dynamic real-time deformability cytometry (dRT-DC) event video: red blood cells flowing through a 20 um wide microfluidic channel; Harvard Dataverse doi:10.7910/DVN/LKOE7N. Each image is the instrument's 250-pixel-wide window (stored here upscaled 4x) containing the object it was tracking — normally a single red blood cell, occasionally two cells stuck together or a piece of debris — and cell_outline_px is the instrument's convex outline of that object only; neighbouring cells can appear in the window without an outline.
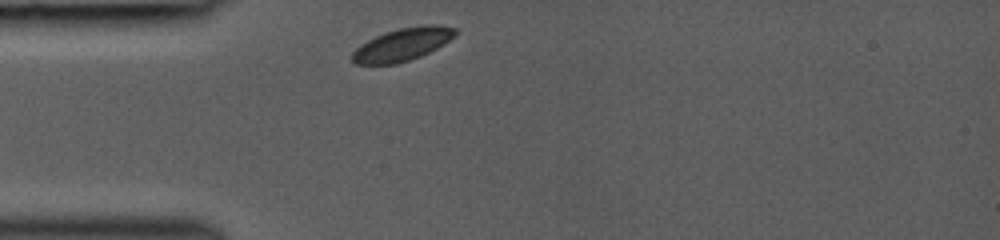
{"species": "common noctule bat (a hibernating species)", "species_latin": "Nyctalus noctula", "temperature_condition": "room temperature", "stored_images_in_passage": 38, "camera_frame_rate_fps": 3000, "um_per_image_px": 0.085, "animal": {"sex": "female", "body_mass_g": 19.0, "forearm_length_mm": 53.3}, "frame": {"image": 1, "passage_image": 1, "time_ms": 0.0, "image_size_px": [1000, 240], "cell_outline_px": [[456, 36], [444, 44], [420, 56], [396, 64], [356, 64], [352, 60], [352, 52], [360, 44], [384, 32], [400, 28], [424, 24], [436, 24], [456, 28]], "centroid_in_image_um": [34.22, 3.76], "position_along_channel_um": 50.8, "area_um2": 19.65}}
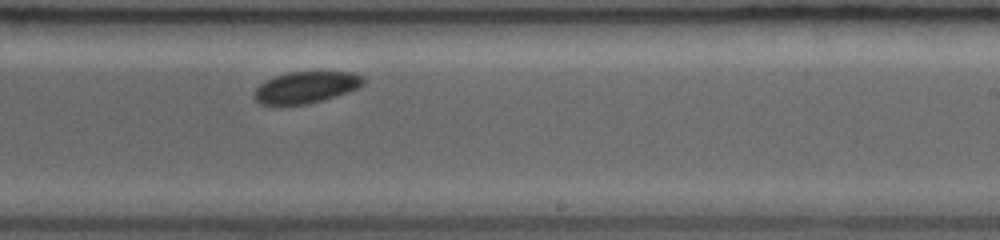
{"frame": {"image": 2, "passage_image": 23, "time_ms": 5.333, "image_size_px": [1000, 240], "cell_outline_px": [[364, 80], [356, 88], [348, 92], [308, 104], [280, 108], [260, 104], [252, 96], [256, 88], [260, 84], [276, 76], [288, 72], [352, 72], [364, 76]], "centroid_in_image_um": [25.92, 7.47], "position_along_channel_um": 263.1, "area_um2": 20.4}}
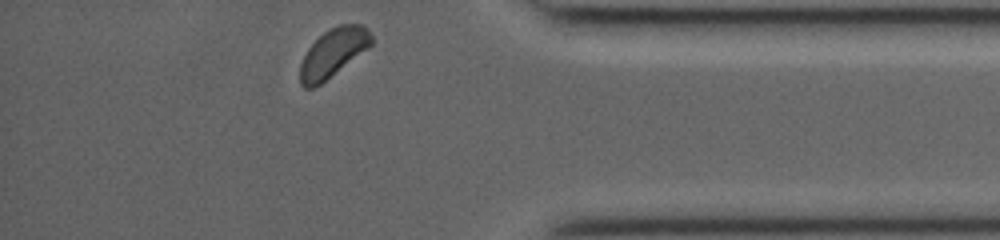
{"frame": {"image": 3, "passage_image": 37, "time_ms": 9.0, "image_size_px": [1000, 240], "cell_outline_px": [[372, 44], [368, 48], [320, 84], [312, 88], [304, 88], [300, 84], [300, 64], [308, 48], [328, 28], [340, 24], [360, 24], [368, 28], [372, 36]], "centroid_in_image_um": [28.31, 4.47], "position_along_channel_um": 406.9, "area_um2": 19.88}}